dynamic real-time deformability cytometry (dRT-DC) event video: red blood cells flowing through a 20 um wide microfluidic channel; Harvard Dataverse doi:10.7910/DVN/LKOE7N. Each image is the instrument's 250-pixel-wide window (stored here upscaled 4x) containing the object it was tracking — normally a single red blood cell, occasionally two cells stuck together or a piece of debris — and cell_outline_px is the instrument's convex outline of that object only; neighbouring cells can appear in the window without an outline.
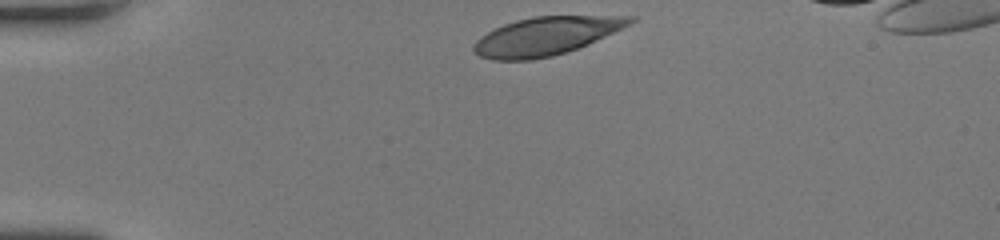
{"species": "human", "species_latin": "Homo sapiens", "temperature_condition": "room temperature", "stored_images_in_passage": 31, "camera_frame_rate_fps": 3000, "um_per_image_px": 0.085, "donor": {"sex": "female"}, "frame": {"image": 1, "passage_image": 1, "time_ms": 0.0, "image_size_px": [1000, 240], "cell_outline_px": [[636, 20], [588, 44], [552, 56], [532, 60], [492, 60], [480, 56], [472, 52], [472, 44], [480, 36], [504, 24], [516, 20], [532, 16], [636, 16]], "centroid_in_image_um": [46.32, 3.07], "position_along_channel_um": 38.7, "area_um2": 34.45}}
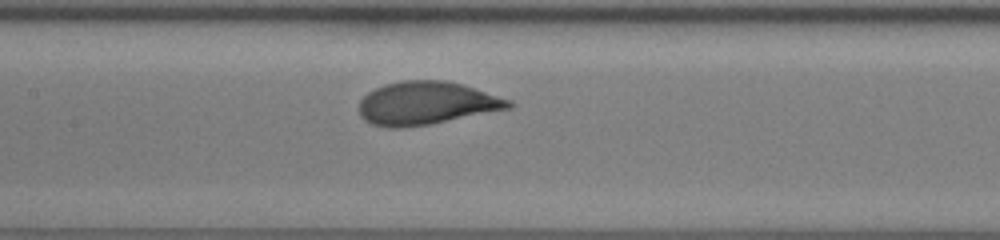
{"frame": {"image": 2, "passage_image": 14, "time_ms": 4.333, "image_size_px": [1000, 240], "cell_outline_px": [[516, 104], [512, 108], [432, 124], [400, 128], [388, 128], [372, 124], [364, 120], [360, 116], [360, 100], [368, 92], [384, 84], [404, 80], [444, 80], [464, 84], [512, 100]], "centroid_in_image_um": [36.29, 8.77], "position_along_channel_um": 171.1, "area_um2": 37.97}}
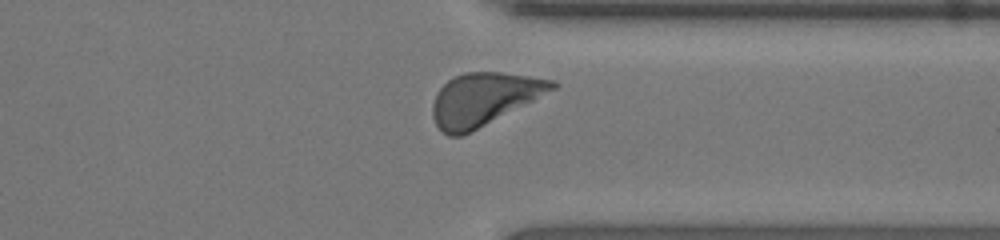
{"frame": {"image": 3, "passage_image": 28, "time_ms": 9.0, "image_size_px": [1000, 240], "cell_outline_px": [[560, 84], [556, 88], [460, 136], [448, 136], [440, 132], [432, 116], [432, 104], [436, 92], [452, 76], [464, 72], [500, 72], [556, 80]], "centroid_in_image_um": [41.07, 8.4], "position_along_channel_um": 370.3, "area_um2": 36.07}, "authors_computed_cell_mechanics": {"area_um2": 36.125, "velocity_mm_per_s": 4.2669, "shape_relaxation_time_tau1_ms": 2.7919, "shape_relaxation_time_tau2_ms": null, "deformation_change_tau1": 0.1579, "deformation_change_tau2": null}}